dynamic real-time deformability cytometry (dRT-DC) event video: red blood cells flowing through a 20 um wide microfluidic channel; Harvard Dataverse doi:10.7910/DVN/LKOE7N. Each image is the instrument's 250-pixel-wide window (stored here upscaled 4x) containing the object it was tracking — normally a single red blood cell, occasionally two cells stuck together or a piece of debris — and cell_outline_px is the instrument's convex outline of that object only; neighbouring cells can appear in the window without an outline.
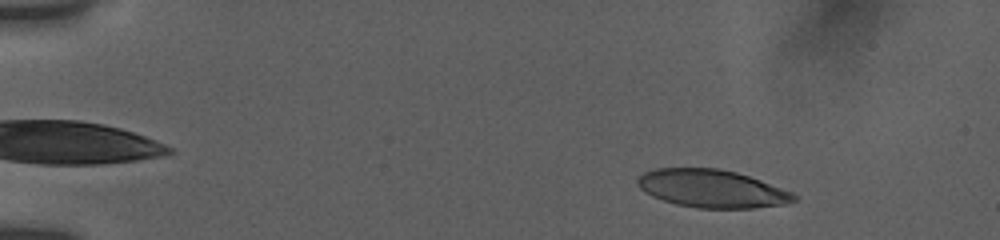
{"species": "human", "species_latin": "Homo sapiens", "temperature_condition": "room temperature", "stored_images_in_passage": 9, "camera_frame_rate_fps": 3000, "um_per_image_px": 0.085, "donor": {"sex": "female"}, "frame": {"image": 1, "passage_image": 4, "time_ms": 2.333, "image_size_px": [1000, 240], "cell_outline_px": [[796, 200], [784, 204], [752, 208], [696, 208], [676, 204], [652, 196], [640, 188], [636, 184], [636, 180], [644, 172], [656, 168], [716, 168], [736, 172], [760, 180], [792, 192], [796, 196]], "centroid_in_image_um": [60.48, 16.03], "position_along_channel_um": 24.5, "area_um2": 34.33}}
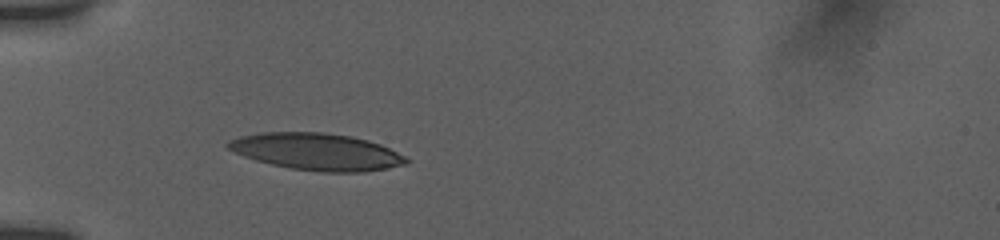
{"frame": {"image": 2, "passage_image": 8, "time_ms": 5.667, "image_size_px": [1000, 240], "cell_outline_px": [[408, 164], [360, 172], [320, 172], [292, 168], [272, 164], [256, 160], [244, 156], [228, 148], [224, 144], [228, 140], [240, 136], [260, 132], [320, 132], [348, 136], [368, 140], [380, 144], [404, 156], [408, 160]], "centroid_in_image_um": [26.88, 12.89], "position_along_channel_um": 58.1, "area_um2": 37.97}}